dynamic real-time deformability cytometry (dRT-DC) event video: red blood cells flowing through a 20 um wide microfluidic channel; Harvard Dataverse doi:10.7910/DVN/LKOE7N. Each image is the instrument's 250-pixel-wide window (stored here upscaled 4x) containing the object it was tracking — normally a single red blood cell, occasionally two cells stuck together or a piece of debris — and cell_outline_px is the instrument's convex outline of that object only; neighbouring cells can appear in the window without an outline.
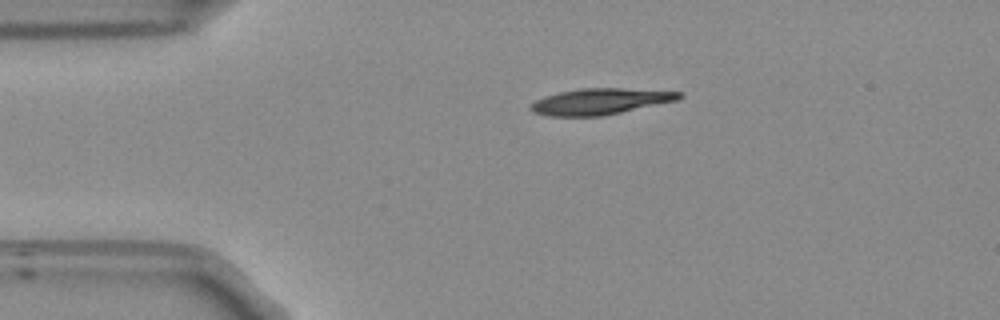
{"species": "Egyptian fruit bat (a non-hibernating species)", "species_latin": "Rousettus aegyptiacus", "temperature_condition": "room temperature", "stored_images_in_passage": 43, "camera_frame_rate_fps": 3000, "um_per_image_px": 0.085, "frame": {"image": 1, "passage_image": 1, "time_ms": 0.0, "image_size_px": [1000, 320], "cell_outline_px": [[684, 96], [676, 100], [604, 116], [548, 116], [532, 112], [528, 108], [528, 104], [544, 96], [560, 92], [580, 88], [620, 88], [684, 92]], "centroid_in_image_um": [50.97, 8.62], "position_along_channel_um": 34.0, "area_um2": 22.66}}
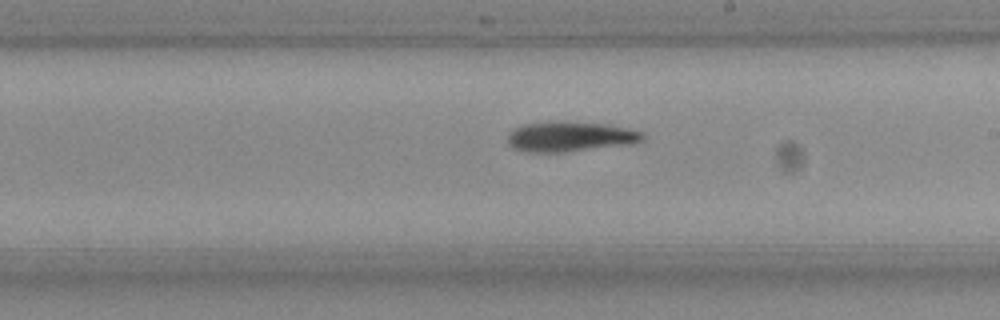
{"frame": {"image": 2, "passage_image": 20, "time_ms": 6.333, "image_size_px": [1000, 320], "cell_outline_px": [[644, 140], [632, 144], [564, 152], [524, 152], [508, 144], [508, 132], [512, 128], [524, 124], [548, 120], [568, 120], [608, 124], [628, 128], [644, 132]], "centroid_in_image_um": [48.46, 11.58], "position_along_channel_um": 240.5, "area_um2": 24.39}}
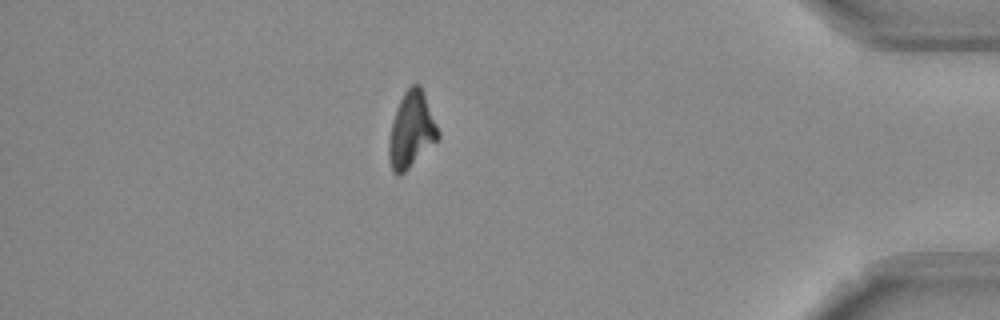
{"frame": {"image": 3, "passage_image": 36, "time_ms": 11.667, "image_size_px": [1000, 320], "cell_outline_px": [[440, 136], [400, 176], [396, 176], [392, 172], [388, 156], [388, 144], [392, 120], [396, 108], [404, 92], [412, 84], [420, 84], [440, 132]], "centroid_in_image_um": [34.94, 11.05], "position_along_channel_um": 400.3, "area_um2": 21.5}, "authors_computed_cell_mechanics": {"area_um2": 22.7154, "velocity_mm_per_s": 3.8259, "shape_relaxation_time_tau1_ms": 6.4416, "shape_relaxation_time_tau2_ms": null, "deformation_change_tau1": 0.1955, "deformation_change_tau2": null}}